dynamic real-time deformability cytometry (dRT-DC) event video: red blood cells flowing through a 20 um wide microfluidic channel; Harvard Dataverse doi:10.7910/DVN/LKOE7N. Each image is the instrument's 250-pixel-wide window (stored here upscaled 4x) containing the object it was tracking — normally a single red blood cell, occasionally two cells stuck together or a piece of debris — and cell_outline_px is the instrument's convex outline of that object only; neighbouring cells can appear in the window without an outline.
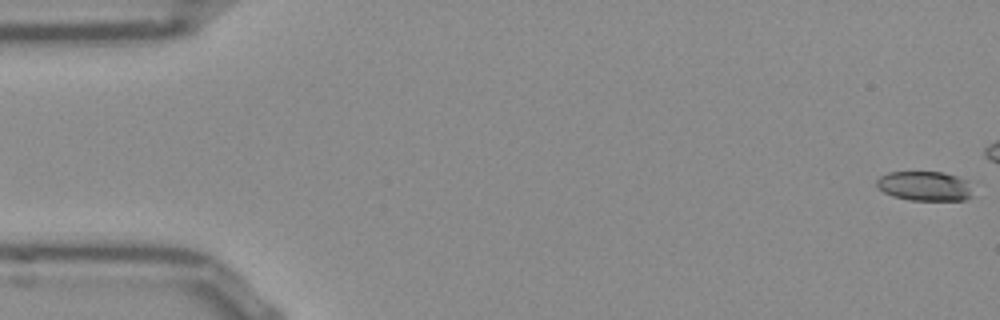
{"species": "Egyptian fruit bat (a non-hibernating species)", "species_latin": "Rousettus aegyptiacus", "temperature_condition": "room temperature", "stored_images_in_passage": 42, "camera_frame_rate_fps": 3000, "um_per_image_px": 0.085, "frame": {"image": 1, "passage_image": 1, "time_ms": 0.0, "image_size_px": [1000, 320], "cell_outline_px": [[972, 196], [964, 200], [908, 200], [892, 196], [884, 192], [876, 184], [876, 180], [880, 176], [888, 172], [944, 172], [968, 180]], "centroid_in_image_um": [78.6, 15.81], "position_along_channel_um": 6.4, "area_um2": 16.59}}
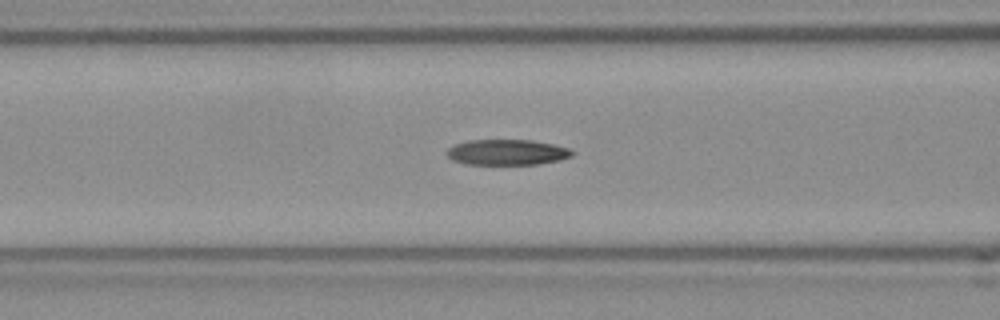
{"frame": {"image": 2, "passage_image": 21, "time_ms": 6.667, "image_size_px": [1000, 320], "cell_outline_px": [[572, 156], [560, 160], [536, 164], [468, 164], [452, 160], [444, 152], [448, 148], [456, 144], [468, 140], [532, 140], [552, 144], [568, 148], [572, 152]], "centroid_in_image_um": [43.06, 12.94], "position_along_channel_um": 123.5, "area_um2": 18.55}}
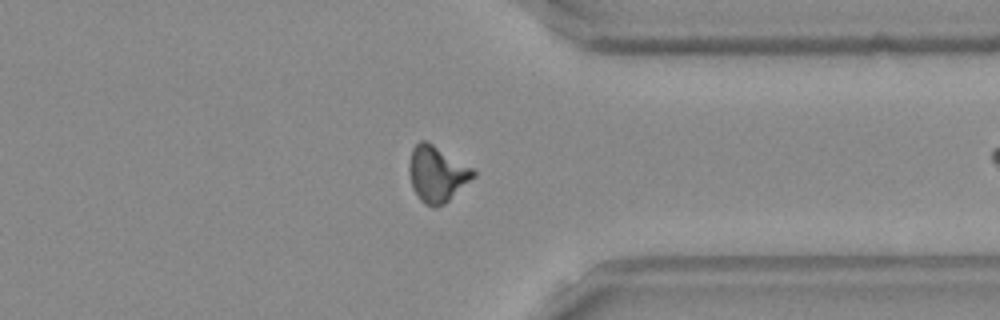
{"frame": {"image": 3, "passage_image": 41, "time_ms": 13.333, "image_size_px": [1000, 320], "cell_outline_px": [[476, 176], [444, 204], [432, 208], [424, 204], [420, 200], [412, 188], [408, 172], [408, 164], [412, 148], [420, 140], [424, 140], [432, 144], [472, 168], [476, 172]], "centroid_in_image_um": [37.11, 14.81], "position_along_channel_um": 374.3, "area_um2": 20.87}}